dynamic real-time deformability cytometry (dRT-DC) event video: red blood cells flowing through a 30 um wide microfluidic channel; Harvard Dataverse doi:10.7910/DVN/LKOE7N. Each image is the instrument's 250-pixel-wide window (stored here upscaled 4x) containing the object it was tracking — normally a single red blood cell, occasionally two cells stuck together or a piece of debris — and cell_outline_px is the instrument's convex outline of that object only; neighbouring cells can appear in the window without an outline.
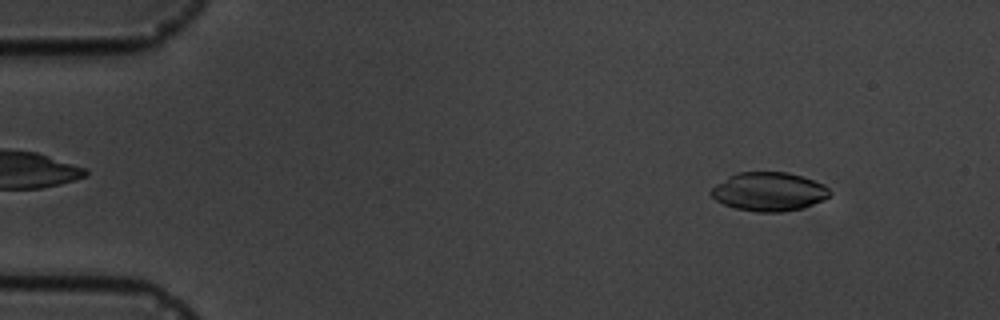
{"species": "common noctule bat (a hibernating species)", "species_latin": "Nyctalus noctula", "temperature_condition": "cold", "stored_images_in_passage": 8, "camera_frame_rate_fps": 3000, "um_per_image_px": 0.085, "animal": {"sex": "male", "body_mass_g": 19.5, "forearm_length_mm": 54.6}, "frame": {"image": 1, "passage_image": 1, "time_ms": 0.0, "image_size_px": [1000, 320], "cell_outline_px": [[832, 192], [828, 196], [804, 208], [780, 212], [756, 212], [736, 208], [724, 204], [716, 200], [708, 192], [716, 184], [728, 176], [740, 172], [788, 172], [824, 184]], "centroid_in_image_um": [65.33, 16.29], "position_along_channel_um": 19.7, "area_um2": 26.65}}
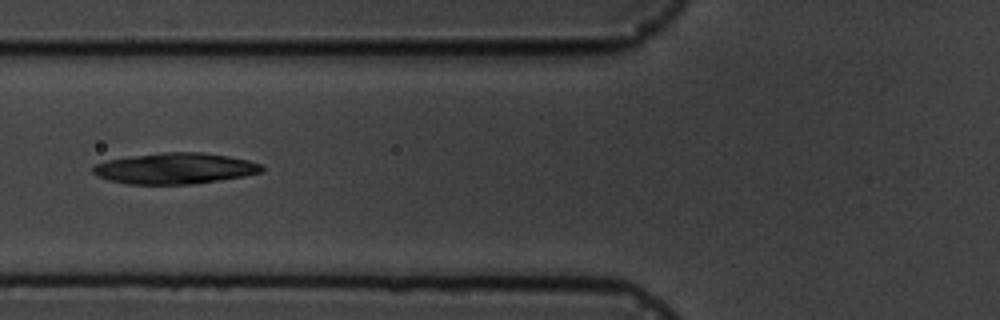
{"frame": {"image": 2, "passage_image": 5, "time_ms": 5.0, "image_size_px": [1000, 320], "cell_outline_px": [[264, 172], [244, 176], [196, 184], [128, 184], [108, 180], [96, 176], [92, 172], [92, 168], [96, 164], [108, 160], [164, 152], [200, 152], [228, 156], [248, 160], [260, 164], [264, 168]], "centroid_in_image_um": [14.9, 14.33], "position_along_channel_um": 110.9, "area_um2": 30.4}}
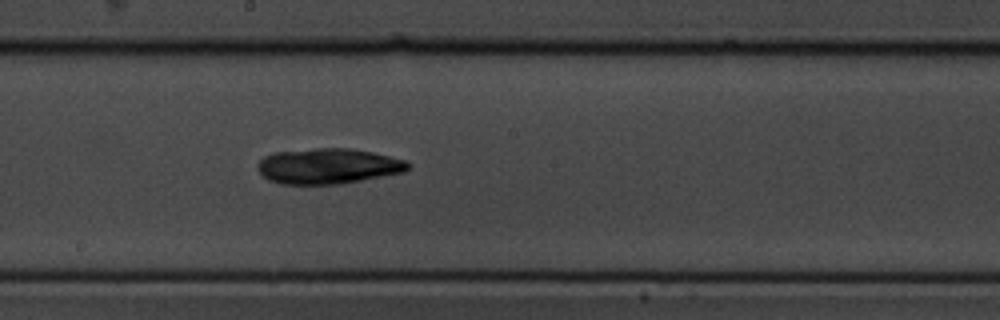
{"frame": {"image": 3, "passage_image": 8, "time_ms": 8.0, "image_size_px": [1000, 320], "cell_outline_px": [[412, 168], [404, 172], [340, 184], [280, 184], [268, 180], [256, 168], [256, 164], [264, 156], [272, 152], [316, 148], [352, 148], [372, 152], [404, 160], [412, 164]], "centroid_in_image_um": [27.87, 14.11], "position_along_channel_um": 220.3, "area_um2": 31.33}}